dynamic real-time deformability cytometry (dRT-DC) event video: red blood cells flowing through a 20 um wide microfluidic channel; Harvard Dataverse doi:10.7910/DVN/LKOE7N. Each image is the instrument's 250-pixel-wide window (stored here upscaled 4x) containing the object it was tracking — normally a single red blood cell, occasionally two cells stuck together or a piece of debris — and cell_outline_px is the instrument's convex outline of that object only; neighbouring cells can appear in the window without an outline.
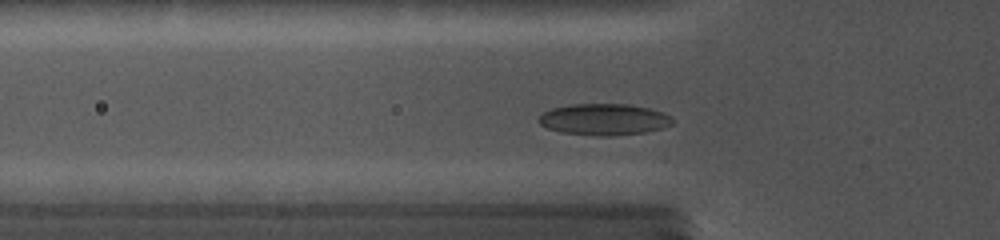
{"species": "common noctule bat (a hibernating species)", "species_latin": "Nyctalus noctula", "temperature_condition": "cold", "stored_images_in_passage": 53, "camera_frame_rate_fps": 5000, "um_per_image_px": 0.085, "animal": {"sex": "female", "body_mass_g": 19.0, "forearm_length_mm": 56.7}, "frame": {"image": 1, "passage_image": 10, "time_ms": 4.6, "image_size_px": [1000, 240], "cell_outline_px": [[672, 124], [664, 128], [644, 132], [612, 136], [600, 136], [560, 132], [548, 128], [540, 124], [536, 120], [544, 112], [552, 108], [572, 104], [628, 104], [648, 108], [672, 116]], "centroid_in_image_um": [51.33, 10.15], "position_along_channel_um": 74.5, "area_um2": 24.45}}
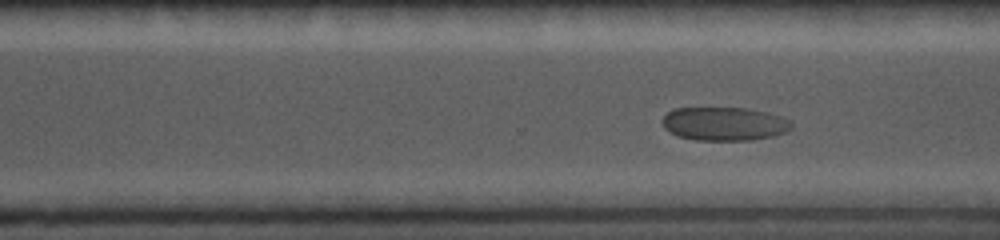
{"frame": {"image": 2, "passage_image": 31, "time_ms": 11.2, "image_size_px": [1000, 240], "cell_outline_px": [[792, 128], [784, 132], [772, 136], [752, 140], [696, 140], [676, 136], [668, 132], [664, 128], [660, 120], [668, 112], [676, 108], [748, 108], [768, 112], [784, 116], [792, 120]], "centroid_in_image_um": [61.57, 10.52], "position_along_channel_um": 309.0, "area_um2": 25.61}}
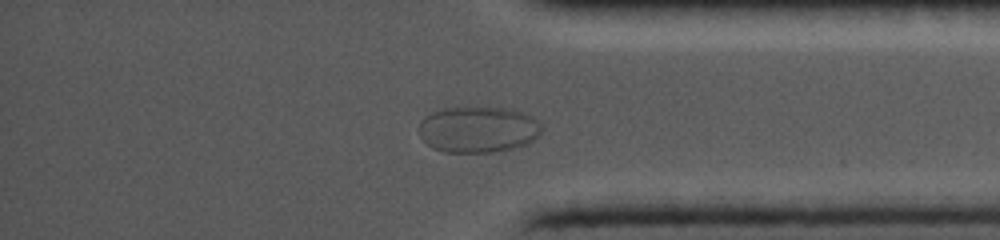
{"frame": {"image": 3, "passage_image": 42, "time_ms": 13.6, "image_size_px": [1000, 240], "cell_outline_px": [[540, 132], [532, 140], [524, 144], [512, 148], [492, 152], [444, 152], [432, 148], [420, 136], [420, 120], [424, 116], [440, 108], [472, 104], [500, 108], [520, 112], [532, 116], [540, 124]], "centroid_in_image_um": [40.56, 10.96], "position_along_channel_um": 394.6, "area_um2": 33.41}}